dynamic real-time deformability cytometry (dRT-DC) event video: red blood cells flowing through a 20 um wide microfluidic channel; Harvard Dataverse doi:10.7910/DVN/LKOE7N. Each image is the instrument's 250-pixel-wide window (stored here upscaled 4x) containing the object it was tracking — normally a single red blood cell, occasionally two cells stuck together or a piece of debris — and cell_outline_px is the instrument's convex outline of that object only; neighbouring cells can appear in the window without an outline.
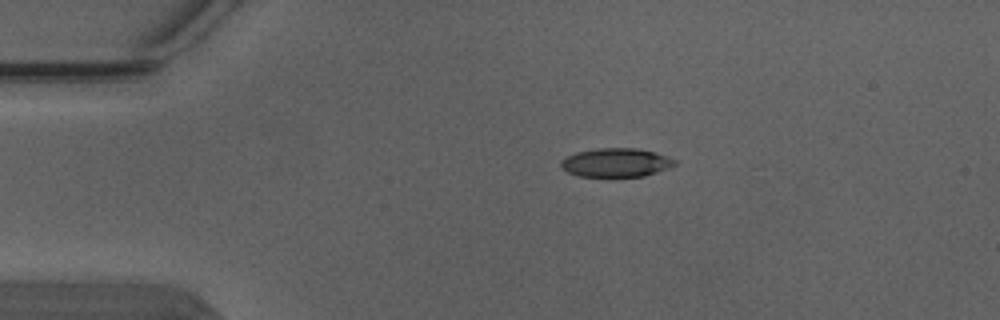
{"species": "Egyptian fruit bat (a non-hibernating species)", "species_latin": "Rousettus aegyptiacus", "temperature_condition": "warm", "stored_images_in_passage": 2, "camera_frame_rate_fps": 3000, "um_per_image_px": 0.085, "animal": {"sex": "male"}, "frame": {"image": 1, "passage_image": 1, "time_ms": 0.0, "image_size_px": [1000, 320], "cell_outline_px": [[676, 164], [668, 168], [644, 176], [580, 176], [568, 172], [560, 164], [560, 160], [576, 152], [596, 148], [636, 148], [668, 156], [676, 160]], "centroid_in_image_um": [52.36, 13.81], "position_along_channel_um": 32.6, "area_um2": 18.84}}